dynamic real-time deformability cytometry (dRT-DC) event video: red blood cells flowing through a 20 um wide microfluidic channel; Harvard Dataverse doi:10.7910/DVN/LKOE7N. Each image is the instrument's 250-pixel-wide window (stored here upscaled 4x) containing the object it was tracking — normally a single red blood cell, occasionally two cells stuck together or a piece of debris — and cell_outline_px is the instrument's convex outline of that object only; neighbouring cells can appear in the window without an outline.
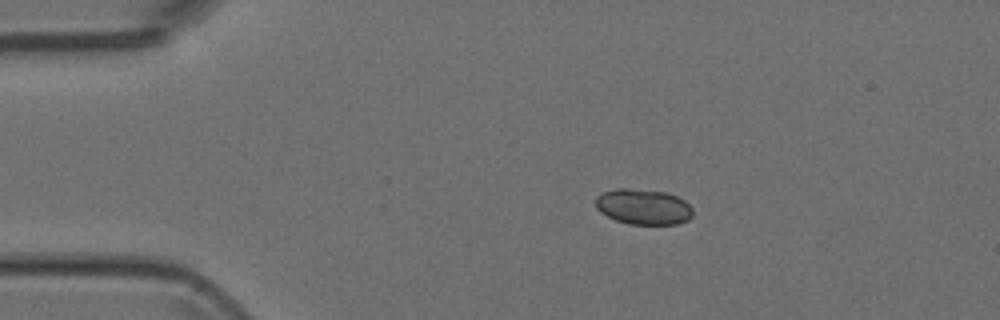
{"species": "Egyptian fruit bat (a non-hibernating species)", "species_latin": "Rousettus aegyptiacus", "temperature_condition": "room temperature", "stored_images_in_passage": 5, "camera_frame_rate_fps": 3000, "um_per_image_px": 0.085, "animal": {"sex": "female"}, "frame": {"image": 1, "passage_image": 1, "time_ms": 0.0, "image_size_px": [1000, 320], "cell_outline_px": [[692, 216], [688, 220], [676, 224], [628, 224], [616, 220], [600, 212], [596, 208], [596, 196], [604, 192], [616, 188], [628, 188], [664, 192], [676, 196], [684, 200], [692, 208]], "centroid_in_image_um": [54.67, 17.58], "position_along_channel_um": 30.3, "area_um2": 20.06}}
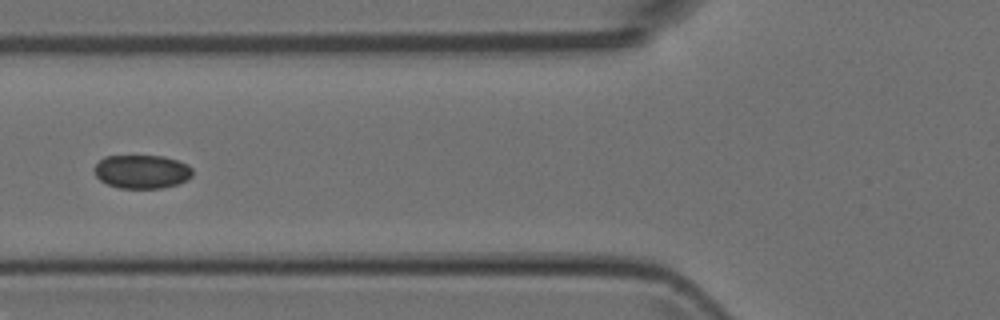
{"frame": {"image": 2, "passage_image": 4, "time_ms": 3.333, "image_size_px": [1000, 320], "cell_outline_px": [[192, 176], [176, 184], [160, 188], [120, 188], [108, 184], [100, 180], [96, 176], [96, 164], [104, 156], [164, 156], [188, 164], [192, 168]], "centroid_in_image_um": [12.06, 14.58], "position_along_channel_um": 113.7, "area_um2": 19.02}}
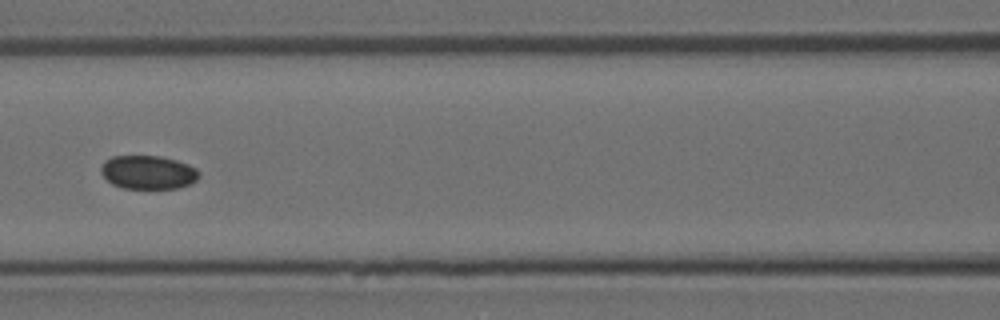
{"frame": {"image": 3, "passage_image": 5, "time_ms": 4.333, "image_size_px": [1000, 320], "cell_outline_px": [[200, 176], [192, 184], [176, 188], [124, 188], [112, 184], [100, 172], [100, 168], [104, 160], [112, 156], [160, 156], [176, 160], [188, 164], [196, 168], [200, 172]], "centroid_in_image_um": [12.6, 14.64], "position_along_channel_um": 154.0, "area_um2": 19.31}}